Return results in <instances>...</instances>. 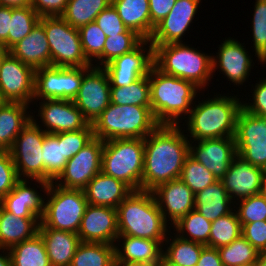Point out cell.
<instances>
[{"label": "cell", "mask_w": 266, "mask_h": 266, "mask_svg": "<svg viewBox=\"0 0 266 266\" xmlns=\"http://www.w3.org/2000/svg\"><path fill=\"white\" fill-rule=\"evenodd\" d=\"M262 170L264 171V173H266V164H265V166L262 168Z\"/></svg>", "instance_id": "89a4df30"}, {"label": "cell", "mask_w": 266, "mask_h": 266, "mask_svg": "<svg viewBox=\"0 0 266 266\" xmlns=\"http://www.w3.org/2000/svg\"><path fill=\"white\" fill-rule=\"evenodd\" d=\"M12 266H51L43 238L37 233L33 238L9 249Z\"/></svg>", "instance_id": "836d02e7"}, {"label": "cell", "mask_w": 266, "mask_h": 266, "mask_svg": "<svg viewBox=\"0 0 266 266\" xmlns=\"http://www.w3.org/2000/svg\"><path fill=\"white\" fill-rule=\"evenodd\" d=\"M44 181L54 182L64 171L67 159L65 148V132L46 133L42 144Z\"/></svg>", "instance_id": "1f68e13d"}, {"label": "cell", "mask_w": 266, "mask_h": 266, "mask_svg": "<svg viewBox=\"0 0 266 266\" xmlns=\"http://www.w3.org/2000/svg\"><path fill=\"white\" fill-rule=\"evenodd\" d=\"M111 4L112 0H68L61 17L72 27L79 29L93 22Z\"/></svg>", "instance_id": "8d00e7d4"}, {"label": "cell", "mask_w": 266, "mask_h": 266, "mask_svg": "<svg viewBox=\"0 0 266 266\" xmlns=\"http://www.w3.org/2000/svg\"><path fill=\"white\" fill-rule=\"evenodd\" d=\"M83 79V67L46 66L35 70L34 100H72Z\"/></svg>", "instance_id": "8fae6325"}, {"label": "cell", "mask_w": 266, "mask_h": 266, "mask_svg": "<svg viewBox=\"0 0 266 266\" xmlns=\"http://www.w3.org/2000/svg\"><path fill=\"white\" fill-rule=\"evenodd\" d=\"M190 155L221 180L237 155L235 138L190 141Z\"/></svg>", "instance_id": "ffe728a7"}, {"label": "cell", "mask_w": 266, "mask_h": 266, "mask_svg": "<svg viewBox=\"0 0 266 266\" xmlns=\"http://www.w3.org/2000/svg\"><path fill=\"white\" fill-rule=\"evenodd\" d=\"M104 141L94 137L66 163L64 171L54 181L60 187L83 190L101 172Z\"/></svg>", "instance_id": "9a60e30c"}, {"label": "cell", "mask_w": 266, "mask_h": 266, "mask_svg": "<svg viewBox=\"0 0 266 266\" xmlns=\"http://www.w3.org/2000/svg\"><path fill=\"white\" fill-rule=\"evenodd\" d=\"M115 266H156V263L115 261Z\"/></svg>", "instance_id": "6125c7cd"}, {"label": "cell", "mask_w": 266, "mask_h": 266, "mask_svg": "<svg viewBox=\"0 0 266 266\" xmlns=\"http://www.w3.org/2000/svg\"><path fill=\"white\" fill-rule=\"evenodd\" d=\"M182 180L194 194L204 190L217 181V178L190 154L186 157L181 176Z\"/></svg>", "instance_id": "f6af8a7d"}, {"label": "cell", "mask_w": 266, "mask_h": 266, "mask_svg": "<svg viewBox=\"0 0 266 266\" xmlns=\"http://www.w3.org/2000/svg\"><path fill=\"white\" fill-rule=\"evenodd\" d=\"M78 30L83 53L86 59L93 64L103 52L106 35L95 21L80 27Z\"/></svg>", "instance_id": "bcb514c9"}, {"label": "cell", "mask_w": 266, "mask_h": 266, "mask_svg": "<svg viewBox=\"0 0 266 266\" xmlns=\"http://www.w3.org/2000/svg\"><path fill=\"white\" fill-rule=\"evenodd\" d=\"M7 101L5 100V98L3 97L2 95V91H1V88H0V106L6 104Z\"/></svg>", "instance_id": "a7ac6f4b"}, {"label": "cell", "mask_w": 266, "mask_h": 266, "mask_svg": "<svg viewBox=\"0 0 266 266\" xmlns=\"http://www.w3.org/2000/svg\"><path fill=\"white\" fill-rule=\"evenodd\" d=\"M8 51L3 47V45L0 43V61L2 57L7 53Z\"/></svg>", "instance_id": "003e7915"}, {"label": "cell", "mask_w": 266, "mask_h": 266, "mask_svg": "<svg viewBox=\"0 0 266 266\" xmlns=\"http://www.w3.org/2000/svg\"><path fill=\"white\" fill-rule=\"evenodd\" d=\"M33 103L36 104V111L32 110L31 119L46 133L82 130L89 124L72 100H35Z\"/></svg>", "instance_id": "5bb4252c"}, {"label": "cell", "mask_w": 266, "mask_h": 266, "mask_svg": "<svg viewBox=\"0 0 266 266\" xmlns=\"http://www.w3.org/2000/svg\"><path fill=\"white\" fill-rule=\"evenodd\" d=\"M251 22L254 57L258 65L266 64V0H255Z\"/></svg>", "instance_id": "ee69618b"}, {"label": "cell", "mask_w": 266, "mask_h": 266, "mask_svg": "<svg viewBox=\"0 0 266 266\" xmlns=\"http://www.w3.org/2000/svg\"><path fill=\"white\" fill-rule=\"evenodd\" d=\"M149 82L151 112L159 125L182 124L203 91L190 81L161 72L154 65L149 71Z\"/></svg>", "instance_id": "3957f363"}, {"label": "cell", "mask_w": 266, "mask_h": 266, "mask_svg": "<svg viewBox=\"0 0 266 266\" xmlns=\"http://www.w3.org/2000/svg\"><path fill=\"white\" fill-rule=\"evenodd\" d=\"M0 6L12 8L31 6V0H0Z\"/></svg>", "instance_id": "91938a15"}, {"label": "cell", "mask_w": 266, "mask_h": 266, "mask_svg": "<svg viewBox=\"0 0 266 266\" xmlns=\"http://www.w3.org/2000/svg\"><path fill=\"white\" fill-rule=\"evenodd\" d=\"M49 43L51 66L90 67L81 45L79 30L61 16L40 17Z\"/></svg>", "instance_id": "9c48e42d"}, {"label": "cell", "mask_w": 266, "mask_h": 266, "mask_svg": "<svg viewBox=\"0 0 266 266\" xmlns=\"http://www.w3.org/2000/svg\"><path fill=\"white\" fill-rule=\"evenodd\" d=\"M263 175L262 168L254 166L241 156L236 155L221 182L229 198L235 203L259 194Z\"/></svg>", "instance_id": "7402d4cb"}, {"label": "cell", "mask_w": 266, "mask_h": 266, "mask_svg": "<svg viewBox=\"0 0 266 266\" xmlns=\"http://www.w3.org/2000/svg\"><path fill=\"white\" fill-rule=\"evenodd\" d=\"M116 211L119 235L166 240L171 231L151 191L133 190Z\"/></svg>", "instance_id": "277c9868"}, {"label": "cell", "mask_w": 266, "mask_h": 266, "mask_svg": "<svg viewBox=\"0 0 266 266\" xmlns=\"http://www.w3.org/2000/svg\"><path fill=\"white\" fill-rule=\"evenodd\" d=\"M181 125H158L144 138L142 190L153 191L159 185L179 179L190 141Z\"/></svg>", "instance_id": "6da1fadb"}, {"label": "cell", "mask_w": 266, "mask_h": 266, "mask_svg": "<svg viewBox=\"0 0 266 266\" xmlns=\"http://www.w3.org/2000/svg\"><path fill=\"white\" fill-rule=\"evenodd\" d=\"M40 218L16 217L0 206V248L10 249L33 238L39 229Z\"/></svg>", "instance_id": "f1b7e54d"}, {"label": "cell", "mask_w": 266, "mask_h": 266, "mask_svg": "<svg viewBox=\"0 0 266 266\" xmlns=\"http://www.w3.org/2000/svg\"><path fill=\"white\" fill-rule=\"evenodd\" d=\"M19 180L9 151L0 150V200L15 187Z\"/></svg>", "instance_id": "681fc988"}, {"label": "cell", "mask_w": 266, "mask_h": 266, "mask_svg": "<svg viewBox=\"0 0 266 266\" xmlns=\"http://www.w3.org/2000/svg\"><path fill=\"white\" fill-rule=\"evenodd\" d=\"M251 87L253 88L250 91L252 96H248L252 99L249 98L246 102L248 98L245 95L246 98H242V108L250 114L266 117V77L261 78V80L259 78V82L257 81L255 85L251 84Z\"/></svg>", "instance_id": "f907efd6"}, {"label": "cell", "mask_w": 266, "mask_h": 266, "mask_svg": "<svg viewBox=\"0 0 266 266\" xmlns=\"http://www.w3.org/2000/svg\"><path fill=\"white\" fill-rule=\"evenodd\" d=\"M201 0H176L175 5L167 16L195 17Z\"/></svg>", "instance_id": "9f6ffc18"}, {"label": "cell", "mask_w": 266, "mask_h": 266, "mask_svg": "<svg viewBox=\"0 0 266 266\" xmlns=\"http://www.w3.org/2000/svg\"><path fill=\"white\" fill-rule=\"evenodd\" d=\"M205 246L198 242L183 239L176 235L174 231L173 233L169 231L163 243L162 256L177 266H196Z\"/></svg>", "instance_id": "d6a6232c"}, {"label": "cell", "mask_w": 266, "mask_h": 266, "mask_svg": "<svg viewBox=\"0 0 266 266\" xmlns=\"http://www.w3.org/2000/svg\"><path fill=\"white\" fill-rule=\"evenodd\" d=\"M94 21L105 33L106 37L119 35L120 33H135L125 26L112 4L102 10Z\"/></svg>", "instance_id": "c3c4849f"}, {"label": "cell", "mask_w": 266, "mask_h": 266, "mask_svg": "<svg viewBox=\"0 0 266 266\" xmlns=\"http://www.w3.org/2000/svg\"><path fill=\"white\" fill-rule=\"evenodd\" d=\"M44 137L45 132L31 119L8 150L19 179L44 181L42 151Z\"/></svg>", "instance_id": "30bf717a"}, {"label": "cell", "mask_w": 266, "mask_h": 266, "mask_svg": "<svg viewBox=\"0 0 266 266\" xmlns=\"http://www.w3.org/2000/svg\"><path fill=\"white\" fill-rule=\"evenodd\" d=\"M0 266H12V260L8 249L0 248Z\"/></svg>", "instance_id": "94428289"}, {"label": "cell", "mask_w": 266, "mask_h": 266, "mask_svg": "<svg viewBox=\"0 0 266 266\" xmlns=\"http://www.w3.org/2000/svg\"><path fill=\"white\" fill-rule=\"evenodd\" d=\"M144 39L137 33H120L106 37L102 54L92 66L104 67L115 58L135 49Z\"/></svg>", "instance_id": "60d3db41"}, {"label": "cell", "mask_w": 266, "mask_h": 266, "mask_svg": "<svg viewBox=\"0 0 266 266\" xmlns=\"http://www.w3.org/2000/svg\"><path fill=\"white\" fill-rule=\"evenodd\" d=\"M31 118L32 109L26 103L7 102L0 106V150L8 151L11 148Z\"/></svg>", "instance_id": "83f0119b"}, {"label": "cell", "mask_w": 266, "mask_h": 266, "mask_svg": "<svg viewBox=\"0 0 266 266\" xmlns=\"http://www.w3.org/2000/svg\"><path fill=\"white\" fill-rule=\"evenodd\" d=\"M164 241L118 235L114 244L115 261L157 263L162 257Z\"/></svg>", "instance_id": "484cf974"}, {"label": "cell", "mask_w": 266, "mask_h": 266, "mask_svg": "<svg viewBox=\"0 0 266 266\" xmlns=\"http://www.w3.org/2000/svg\"><path fill=\"white\" fill-rule=\"evenodd\" d=\"M251 266H266V253L260 254Z\"/></svg>", "instance_id": "be15d7a7"}, {"label": "cell", "mask_w": 266, "mask_h": 266, "mask_svg": "<svg viewBox=\"0 0 266 266\" xmlns=\"http://www.w3.org/2000/svg\"><path fill=\"white\" fill-rule=\"evenodd\" d=\"M112 5L129 30L134 31L144 40H149V0H112Z\"/></svg>", "instance_id": "4dcf8cb0"}, {"label": "cell", "mask_w": 266, "mask_h": 266, "mask_svg": "<svg viewBox=\"0 0 266 266\" xmlns=\"http://www.w3.org/2000/svg\"><path fill=\"white\" fill-rule=\"evenodd\" d=\"M144 169V139L126 138L104 141L101 171L127 184L132 190H142Z\"/></svg>", "instance_id": "52a82bcc"}, {"label": "cell", "mask_w": 266, "mask_h": 266, "mask_svg": "<svg viewBox=\"0 0 266 266\" xmlns=\"http://www.w3.org/2000/svg\"><path fill=\"white\" fill-rule=\"evenodd\" d=\"M149 74L131 85L111 87V103L118 105L151 106Z\"/></svg>", "instance_id": "f35d334b"}, {"label": "cell", "mask_w": 266, "mask_h": 266, "mask_svg": "<svg viewBox=\"0 0 266 266\" xmlns=\"http://www.w3.org/2000/svg\"><path fill=\"white\" fill-rule=\"evenodd\" d=\"M237 155L254 166L266 164V117L250 114L243 108L236 118Z\"/></svg>", "instance_id": "4fadbf2b"}, {"label": "cell", "mask_w": 266, "mask_h": 266, "mask_svg": "<svg viewBox=\"0 0 266 266\" xmlns=\"http://www.w3.org/2000/svg\"><path fill=\"white\" fill-rule=\"evenodd\" d=\"M223 40L218 45L216 56L212 53V75L216 71L219 74L222 72L221 74L226 77V80L233 83L234 86L241 85L242 87L245 82H248L251 69L254 67L253 55L251 53L249 55L248 49L244 46L245 42L240 43L233 37H225Z\"/></svg>", "instance_id": "2e32d148"}, {"label": "cell", "mask_w": 266, "mask_h": 266, "mask_svg": "<svg viewBox=\"0 0 266 266\" xmlns=\"http://www.w3.org/2000/svg\"><path fill=\"white\" fill-rule=\"evenodd\" d=\"M77 234L81 242L114 245L119 235L116 209L88 204Z\"/></svg>", "instance_id": "44dd1931"}, {"label": "cell", "mask_w": 266, "mask_h": 266, "mask_svg": "<svg viewBox=\"0 0 266 266\" xmlns=\"http://www.w3.org/2000/svg\"><path fill=\"white\" fill-rule=\"evenodd\" d=\"M234 208L242 226L247 223L266 221V199L260 194L235 202Z\"/></svg>", "instance_id": "7dc6e473"}, {"label": "cell", "mask_w": 266, "mask_h": 266, "mask_svg": "<svg viewBox=\"0 0 266 266\" xmlns=\"http://www.w3.org/2000/svg\"><path fill=\"white\" fill-rule=\"evenodd\" d=\"M241 235L242 225L237 213L233 210L231 213L223 215L211 222L209 247L219 248L224 245H229Z\"/></svg>", "instance_id": "b9f144b4"}, {"label": "cell", "mask_w": 266, "mask_h": 266, "mask_svg": "<svg viewBox=\"0 0 266 266\" xmlns=\"http://www.w3.org/2000/svg\"><path fill=\"white\" fill-rule=\"evenodd\" d=\"M70 266H115V245L81 242Z\"/></svg>", "instance_id": "e575fe53"}, {"label": "cell", "mask_w": 266, "mask_h": 266, "mask_svg": "<svg viewBox=\"0 0 266 266\" xmlns=\"http://www.w3.org/2000/svg\"><path fill=\"white\" fill-rule=\"evenodd\" d=\"M39 20L40 16L32 6L12 8L10 30L8 33V50L29 35Z\"/></svg>", "instance_id": "7bdbcfd3"}, {"label": "cell", "mask_w": 266, "mask_h": 266, "mask_svg": "<svg viewBox=\"0 0 266 266\" xmlns=\"http://www.w3.org/2000/svg\"><path fill=\"white\" fill-rule=\"evenodd\" d=\"M94 138L92 124L84 129L65 132L66 159H71Z\"/></svg>", "instance_id": "816d5d0a"}, {"label": "cell", "mask_w": 266, "mask_h": 266, "mask_svg": "<svg viewBox=\"0 0 266 266\" xmlns=\"http://www.w3.org/2000/svg\"><path fill=\"white\" fill-rule=\"evenodd\" d=\"M44 197L43 215L39 226L78 233L88 205L84 191L63 188L51 182Z\"/></svg>", "instance_id": "ba28073f"}, {"label": "cell", "mask_w": 266, "mask_h": 266, "mask_svg": "<svg viewBox=\"0 0 266 266\" xmlns=\"http://www.w3.org/2000/svg\"><path fill=\"white\" fill-rule=\"evenodd\" d=\"M186 43L153 45L154 66L165 74L190 81L205 91L211 79H214L212 53L208 55Z\"/></svg>", "instance_id": "5b68a950"}, {"label": "cell", "mask_w": 266, "mask_h": 266, "mask_svg": "<svg viewBox=\"0 0 266 266\" xmlns=\"http://www.w3.org/2000/svg\"><path fill=\"white\" fill-rule=\"evenodd\" d=\"M110 88V80L103 67H83V79L73 102L89 124H93L111 103Z\"/></svg>", "instance_id": "7c38bea8"}, {"label": "cell", "mask_w": 266, "mask_h": 266, "mask_svg": "<svg viewBox=\"0 0 266 266\" xmlns=\"http://www.w3.org/2000/svg\"><path fill=\"white\" fill-rule=\"evenodd\" d=\"M195 17L166 16L158 22L153 30L149 42L152 45H167L183 43L188 29L191 28Z\"/></svg>", "instance_id": "d590c367"}, {"label": "cell", "mask_w": 266, "mask_h": 266, "mask_svg": "<svg viewBox=\"0 0 266 266\" xmlns=\"http://www.w3.org/2000/svg\"><path fill=\"white\" fill-rule=\"evenodd\" d=\"M152 192L164 220L170 226L194 209L195 194L180 179L161 184Z\"/></svg>", "instance_id": "603a6c76"}, {"label": "cell", "mask_w": 266, "mask_h": 266, "mask_svg": "<svg viewBox=\"0 0 266 266\" xmlns=\"http://www.w3.org/2000/svg\"><path fill=\"white\" fill-rule=\"evenodd\" d=\"M153 65V45L149 40H143L135 49L115 58L103 68L111 87H123L148 75Z\"/></svg>", "instance_id": "ac0fdd59"}, {"label": "cell", "mask_w": 266, "mask_h": 266, "mask_svg": "<svg viewBox=\"0 0 266 266\" xmlns=\"http://www.w3.org/2000/svg\"><path fill=\"white\" fill-rule=\"evenodd\" d=\"M171 229L183 239L209 246L211 221L205 219L196 209L181 217Z\"/></svg>", "instance_id": "74e56055"}, {"label": "cell", "mask_w": 266, "mask_h": 266, "mask_svg": "<svg viewBox=\"0 0 266 266\" xmlns=\"http://www.w3.org/2000/svg\"><path fill=\"white\" fill-rule=\"evenodd\" d=\"M8 52L22 63L33 67L51 66V54L44 26L38 22L29 35L13 45Z\"/></svg>", "instance_id": "cb8c5ba5"}, {"label": "cell", "mask_w": 266, "mask_h": 266, "mask_svg": "<svg viewBox=\"0 0 266 266\" xmlns=\"http://www.w3.org/2000/svg\"><path fill=\"white\" fill-rule=\"evenodd\" d=\"M159 124L151 106L110 103L92 124L94 137L102 141L146 138Z\"/></svg>", "instance_id": "8992f818"}, {"label": "cell", "mask_w": 266, "mask_h": 266, "mask_svg": "<svg viewBox=\"0 0 266 266\" xmlns=\"http://www.w3.org/2000/svg\"><path fill=\"white\" fill-rule=\"evenodd\" d=\"M217 250L223 266H251L261 254L242 235Z\"/></svg>", "instance_id": "ab89813d"}, {"label": "cell", "mask_w": 266, "mask_h": 266, "mask_svg": "<svg viewBox=\"0 0 266 266\" xmlns=\"http://www.w3.org/2000/svg\"><path fill=\"white\" fill-rule=\"evenodd\" d=\"M38 233L43 238L51 266H70L78 245L77 233L39 226Z\"/></svg>", "instance_id": "4316f807"}, {"label": "cell", "mask_w": 266, "mask_h": 266, "mask_svg": "<svg viewBox=\"0 0 266 266\" xmlns=\"http://www.w3.org/2000/svg\"><path fill=\"white\" fill-rule=\"evenodd\" d=\"M11 16L12 7L0 6V43L7 51Z\"/></svg>", "instance_id": "6f0895ef"}, {"label": "cell", "mask_w": 266, "mask_h": 266, "mask_svg": "<svg viewBox=\"0 0 266 266\" xmlns=\"http://www.w3.org/2000/svg\"><path fill=\"white\" fill-rule=\"evenodd\" d=\"M196 266H223L217 248L205 246Z\"/></svg>", "instance_id": "680465c9"}, {"label": "cell", "mask_w": 266, "mask_h": 266, "mask_svg": "<svg viewBox=\"0 0 266 266\" xmlns=\"http://www.w3.org/2000/svg\"><path fill=\"white\" fill-rule=\"evenodd\" d=\"M29 181V179H20L15 187L0 200V206L16 217L41 218L43 215L44 195L49 183L43 180ZM41 191L44 194L40 193Z\"/></svg>", "instance_id": "d6986e66"}, {"label": "cell", "mask_w": 266, "mask_h": 266, "mask_svg": "<svg viewBox=\"0 0 266 266\" xmlns=\"http://www.w3.org/2000/svg\"><path fill=\"white\" fill-rule=\"evenodd\" d=\"M88 204L115 208L133 191L123 181L99 172L83 189Z\"/></svg>", "instance_id": "d4e9b609"}, {"label": "cell", "mask_w": 266, "mask_h": 266, "mask_svg": "<svg viewBox=\"0 0 266 266\" xmlns=\"http://www.w3.org/2000/svg\"><path fill=\"white\" fill-rule=\"evenodd\" d=\"M175 3L176 0H149L150 37L155 25L170 13Z\"/></svg>", "instance_id": "11a10c76"}, {"label": "cell", "mask_w": 266, "mask_h": 266, "mask_svg": "<svg viewBox=\"0 0 266 266\" xmlns=\"http://www.w3.org/2000/svg\"><path fill=\"white\" fill-rule=\"evenodd\" d=\"M35 69L7 52L0 61V88L7 102L33 104Z\"/></svg>", "instance_id": "e0dca14e"}, {"label": "cell", "mask_w": 266, "mask_h": 266, "mask_svg": "<svg viewBox=\"0 0 266 266\" xmlns=\"http://www.w3.org/2000/svg\"><path fill=\"white\" fill-rule=\"evenodd\" d=\"M242 236L261 254L266 253V221L244 224Z\"/></svg>", "instance_id": "f5cc1de1"}, {"label": "cell", "mask_w": 266, "mask_h": 266, "mask_svg": "<svg viewBox=\"0 0 266 266\" xmlns=\"http://www.w3.org/2000/svg\"><path fill=\"white\" fill-rule=\"evenodd\" d=\"M68 0H31L32 8L40 17L61 16Z\"/></svg>", "instance_id": "db71d44e"}, {"label": "cell", "mask_w": 266, "mask_h": 266, "mask_svg": "<svg viewBox=\"0 0 266 266\" xmlns=\"http://www.w3.org/2000/svg\"><path fill=\"white\" fill-rule=\"evenodd\" d=\"M218 93L211 98L208 95L209 98L202 101L197 98L185 122L180 124L186 129L184 132L189 141L235 136L236 118L242 108V95Z\"/></svg>", "instance_id": "7a4b0ae2"}, {"label": "cell", "mask_w": 266, "mask_h": 266, "mask_svg": "<svg viewBox=\"0 0 266 266\" xmlns=\"http://www.w3.org/2000/svg\"><path fill=\"white\" fill-rule=\"evenodd\" d=\"M259 194L266 199V173L262 177Z\"/></svg>", "instance_id": "e7e4bbea"}, {"label": "cell", "mask_w": 266, "mask_h": 266, "mask_svg": "<svg viewBox=\"0 0 266 266\" xmlns=\"http://www.w3.org/2000/svg\"><path fill=\"white\" fill-rule=\"evenodd\" d=\"M156 266H177L168 260H166L163 256L160 258V260L156 263Z\"/></svg>", "instance_id": "03108f58"}, {"label": "cell", "mask_w": 266, "mask_h": 266, "mask_svg": "<svg viewBox=\"0 0 266 266\" xmlns=\"http://www.w3.org/2000/svg\"><path fill=\"white\" fill-rule=\"evenodd\" d=\"M194 209L212 222L231 213L235 208L234 202L229 198L221 180H217L195 194Z\"/></svg>", "instance_id": "f546056e"}]
</instances>
